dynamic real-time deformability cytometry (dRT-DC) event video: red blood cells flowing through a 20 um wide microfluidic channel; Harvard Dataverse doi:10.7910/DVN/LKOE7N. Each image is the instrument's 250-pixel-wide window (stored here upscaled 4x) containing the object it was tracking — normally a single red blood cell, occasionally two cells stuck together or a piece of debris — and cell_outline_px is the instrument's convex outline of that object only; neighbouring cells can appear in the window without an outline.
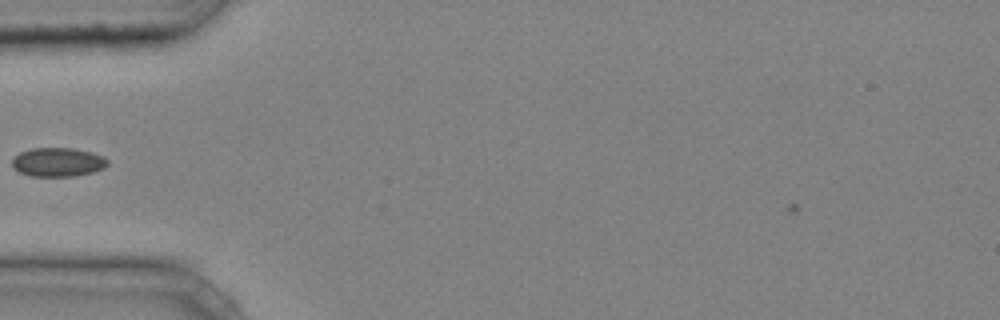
{"species": "common noctule bat (a hibernating species)", "species_latin": "Nyctalus noctula", "temperature_condition": "cold", "stored_images_in_passage": 34, "camera_frame_rate_fps": 3000, "um_per_image_px": 0.085, "animal": {"sex": "male", "body_mass_g": 20.4}, "frame": {"image": 1, "passage_image": 4, "time_ms": 1.0, "image_size_px": [1000, 320], "cell_outline_px": [[108, 164], [104, 168], [92, 172], [72, 176], [32, 176], [20, 172], [12, 168], [12, 156], [20, 152], [32, 148], [72, 148], [92, 152], [104, 156], [108, 160]], "centroid_in_image_um": [4.9, 13.77], "position_along_channel_um": 80.1, "area_um2": 16.18}}
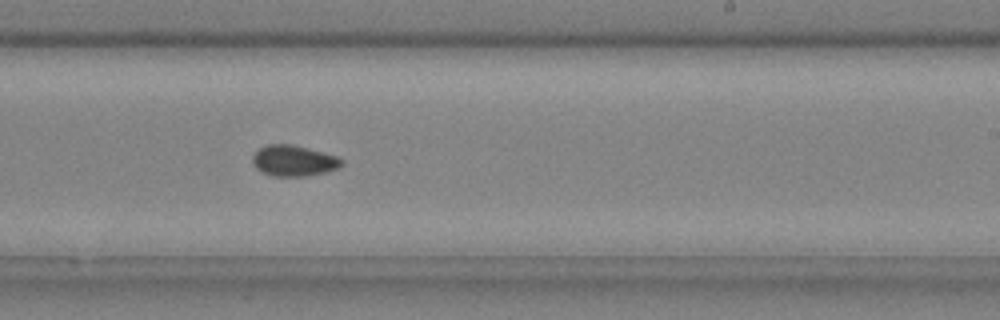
{"frame": {"image": 2, "passage_image": 17, "time_ms": 5.333, "image_size_px": [1000, 320], "cell_outline_px": [[344, 164], [340, 168], [308, 176], [272, 176], [260, 172], [252, 164], [252, 156], [260, 148], [268, 144], [292, 144], [308, 148], [336, 156], [344, 160]], "centroid_in_image_um": [24.96, 13.67], "position_along_channel_um": 264.0, "area_um2": 16.18}, "authors_computed_cell_mechanics": {"area_um2": 15.5193, "velocity_mm_per_s": 4.2405, "shape_relaxation_time_tau1_ms": 8.7437, "shape_relaxation_time_tau2_ms": 3.8456, "deformation_change_tau1": 0.103, "deformation_change_tau2": 0.0573}}